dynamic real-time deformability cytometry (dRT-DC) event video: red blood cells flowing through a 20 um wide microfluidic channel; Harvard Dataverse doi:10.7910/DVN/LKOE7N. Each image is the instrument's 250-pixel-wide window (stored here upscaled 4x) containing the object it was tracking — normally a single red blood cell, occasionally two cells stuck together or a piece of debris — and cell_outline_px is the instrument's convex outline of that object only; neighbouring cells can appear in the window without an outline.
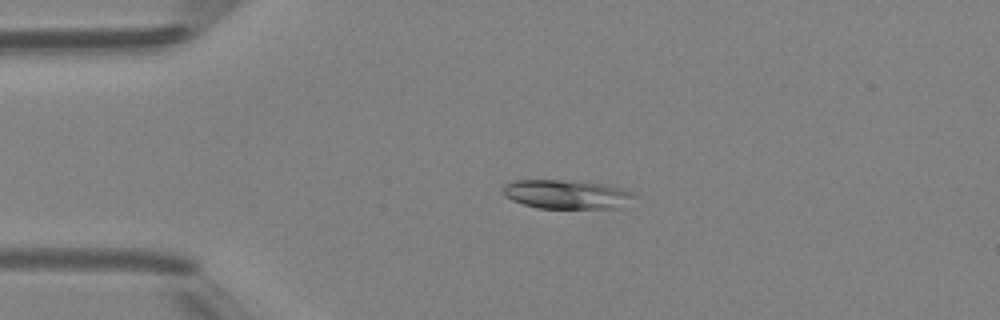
{"species": "Egyptian fruit bat (a non-hibernating species)", "species_latin": "Rousettus aegyptiacus", "temperature_condition": "room temperature", "stored_images_in_passage": 48, "camera_frame_rate_fps": 3000, "um_per_image_px": 0.085, "animal": {"sex": "female"}, "frame": {"image": 1, "passage_image": 11, "time_ms": 3.333, "image_size_px": [1000, 320], "cell_outline_px": [[636, 196], [624, 208], [540, 208], [524, 204], [512, 200], [504, 192], [504, 184], [512, 180], [580, 180], [608, 184], [624, 188], [632, 192]], "centroid_in_image_um": [48.27, 16.5], "position_along_channel_um": 36.7, "area_um2": 22.54}}
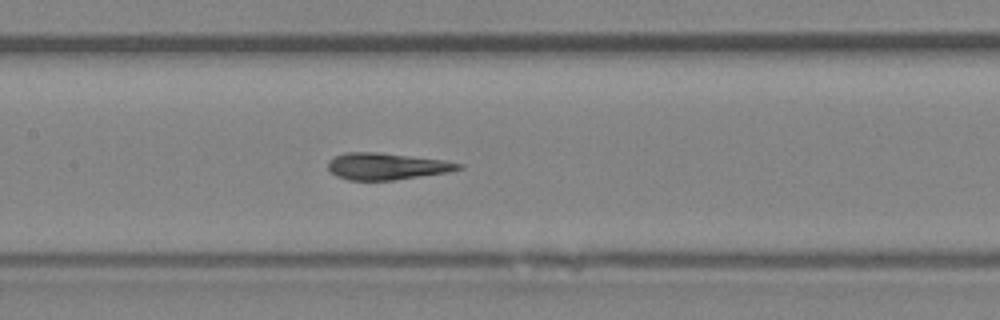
{"frame": {"image": 2, "passage_image": 23, "time_ms": 7.333, "image_size_px": [1000, 320], "cell_outline_px": [[464, 168], [448, 172], [392, 180], [348, 180], [336, 176], [328, 168], [328, 160], [344, 152], [376, 152], [444, 160], [464, 164]], "centroid_in_image_um": [32.86, 14.13], "position_along_channel_um": 174.5, "area_um2": 20.23}}
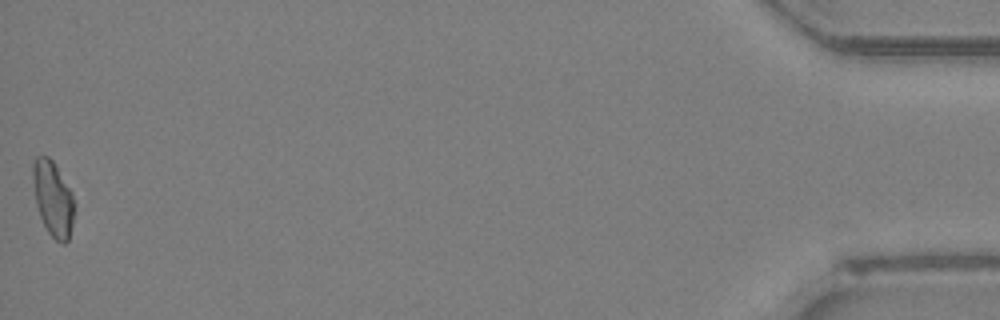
{"frame": {"image": 3, "passage_image": 48, "time_ms": 15.667, "image_size_px": [1000, 320], "cell_outline_px": [[76, 204], [72, 224], [68, 240], [64, 244], [56, 240], [48, 232], [40, 216], [36, 204], [32, 176], [32, 164], [36, 156], [48, 156], [52, 160], [72, 192]], "centroid_in_image_um": [4.51, 16.87], "position_along_channel_um": 430.7, "area_um2": 18.15}, "authors_computed_cell_mechanics": {"area_um2": 20.9814, "velocity_mm_per_s": 4.2711, "shape_relaxation_time_tau1_ms": 3.836, "shape_relaxation_time_tau2_ms": 1.2682, "deformation_change_tau1": 0.1489, "deformation_change_tau2": 0.1102}}